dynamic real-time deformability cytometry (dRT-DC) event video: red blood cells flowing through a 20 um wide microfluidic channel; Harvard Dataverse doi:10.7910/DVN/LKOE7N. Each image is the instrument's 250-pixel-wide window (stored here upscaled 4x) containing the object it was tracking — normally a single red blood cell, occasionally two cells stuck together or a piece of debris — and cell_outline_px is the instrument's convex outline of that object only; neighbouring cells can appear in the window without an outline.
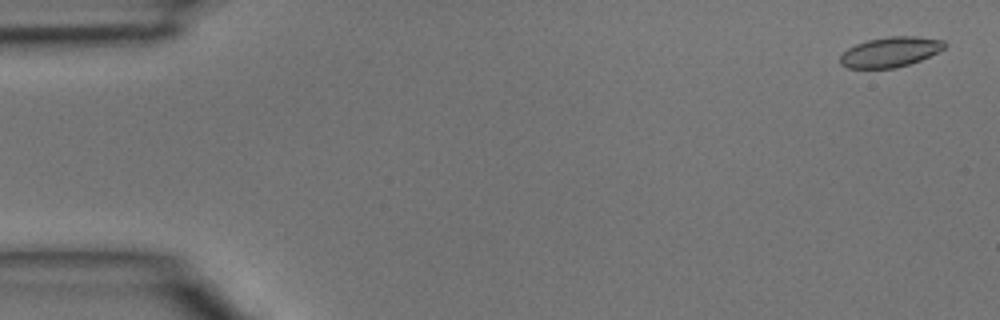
{"species": "common noctule bat (a hibernating species)", "species_latin": "Nyctalus noctula", "temperature_condition": "room temperature", "stored_images_in_passage": 35, "camera_frame_rate_fps": 3000, "um_per_image_px": 0.085, "animal": {"sex": "male", "body_mass_g": 15.6}, "frame": {"image": 1, "passage_image": 2, "time_ms": 0.333, "image_size_px": [1000, 320], "cell_outline_px": [[948, 44], [944, 48], [920, 60], [896, 68], [848, 68], [840, 64], [840, 56], [848, 48], [856, 44], [868, 40], [888, 36], [916, 36], [944, 40]], "centroid_in_image_um": [75.67, 4.41], "position_along_channel_um": 9.3, "area_um2": 18.21}}
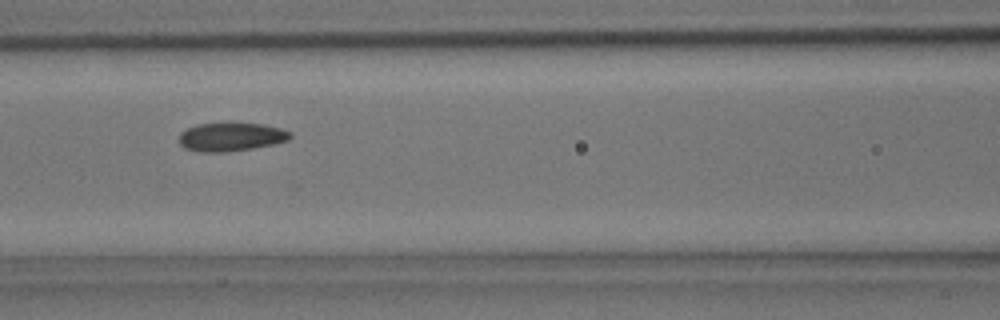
{"frame": {"image": 2, "passage_image": 20, "time_ms": 6.333, "image_size_px": [1000, 320], "cell_outline_px": [[292, 136], [288, 140], [272, 144], [252, 148], [224, 152], [200, 152], [184, 148], [180, 144], [180, 132], [196, 124], [264, 124], [280, 128], [292, 132]], "centroid_in_image_um": [19.63, 11.64], "position_along_channel_um": 147.0, "area_um2": 18.21}}
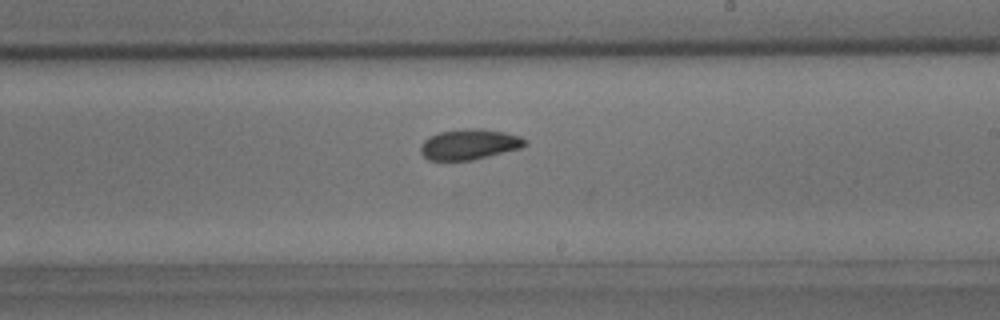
{"frame": {"image": 3, "passage_image": 27, "time_ms": 8.667, "image_size_px": [1000, 320], "cell_outline_px": [[528, 144], [520, 148], [472, 160], [428, 160], [420, 152], [420, 148], [424, 140], [428, 136], [440, 132], [464, 128], [484, 128], [504, 132], [520, 136], [528, 140]], "centroid_in_image_um": [39.9, 12.25], "position_along_channel_um": 249.1, "area_um2": 18.67}}